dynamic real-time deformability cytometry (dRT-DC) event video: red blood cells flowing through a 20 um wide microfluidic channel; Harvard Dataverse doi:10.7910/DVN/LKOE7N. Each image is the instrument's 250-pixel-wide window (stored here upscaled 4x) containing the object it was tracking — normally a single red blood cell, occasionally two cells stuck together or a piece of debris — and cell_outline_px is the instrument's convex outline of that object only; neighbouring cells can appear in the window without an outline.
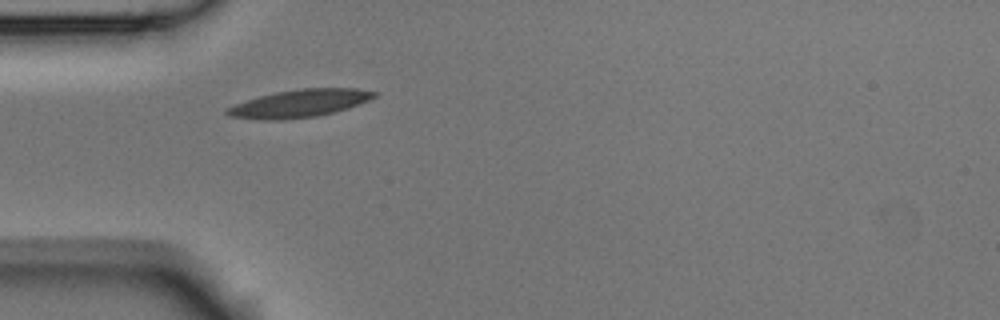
{"species": "Egyptian fruit bat (a non-hibernating species)", "species_latin": "Rousettus aegyptiacus", "temperature_condition": "room temperature", "stored_images_in_passage": 1, "camera_frame_rate_fps": 3000, "um_per_image_px": 0.085, "animal": {"sex": "male"}, "frame": {"image": 1, "passage_image": 1, "time_ms": 0.0, "image_size_px": [1000, 320], "cell_outline_px": [[380, 92], [376, 96], [368, 100], [348, 108], [316, 116], [284, 120], [260, 120], [228, 116], [224, 112], [224, 108], [260, 96], [276, 92], [300, 88], [356, 88]], "centroid_in_image_um": [25.44, 8.79], "position_along_channel_um": 59.6, "area_um2": 23.76}}